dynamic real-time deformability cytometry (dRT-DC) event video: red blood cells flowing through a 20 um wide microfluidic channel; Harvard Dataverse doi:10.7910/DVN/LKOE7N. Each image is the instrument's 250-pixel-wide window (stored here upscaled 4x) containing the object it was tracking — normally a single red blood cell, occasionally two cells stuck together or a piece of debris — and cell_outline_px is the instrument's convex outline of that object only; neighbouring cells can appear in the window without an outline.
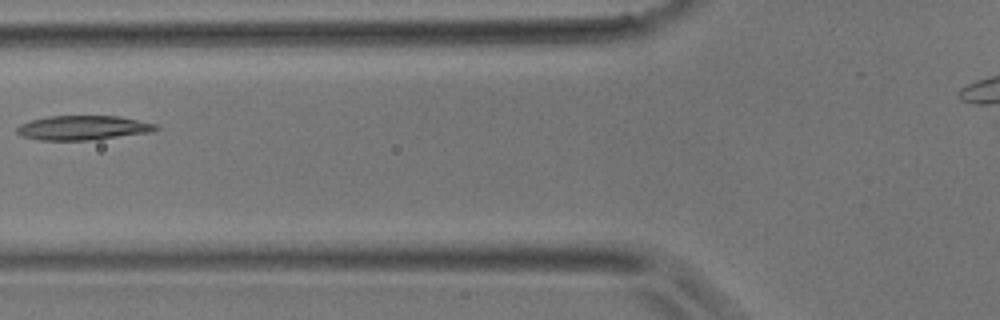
{"species": "common noctule bat (a hibernating species)", "species_latin": "Nyctalus noctula", "temperature_condition": "room temperature", "stored_images_in_passage": 2, "camera_frame_rate_fps": 3000, "um_per_image_px": 0.085, "animal": {"sex": "male", "body_mass_g": 17.9}, "frame": {"image": 1, "passage_image": 2, "time_ms": 0.333, "image_size_px": [1000, 320], "cell_outline_px": [[160, 128], [152, 132], [88, 140], [40, 140], [24, 136], [16, 132], [16, 128], [20, 124], [32, 120], [48, 116], [120, 116], [156, 124]], "centroid_in_image_um": [7.07, 10.85], "position_along_channel_um": 118.7, "area_um2": 19.59}}